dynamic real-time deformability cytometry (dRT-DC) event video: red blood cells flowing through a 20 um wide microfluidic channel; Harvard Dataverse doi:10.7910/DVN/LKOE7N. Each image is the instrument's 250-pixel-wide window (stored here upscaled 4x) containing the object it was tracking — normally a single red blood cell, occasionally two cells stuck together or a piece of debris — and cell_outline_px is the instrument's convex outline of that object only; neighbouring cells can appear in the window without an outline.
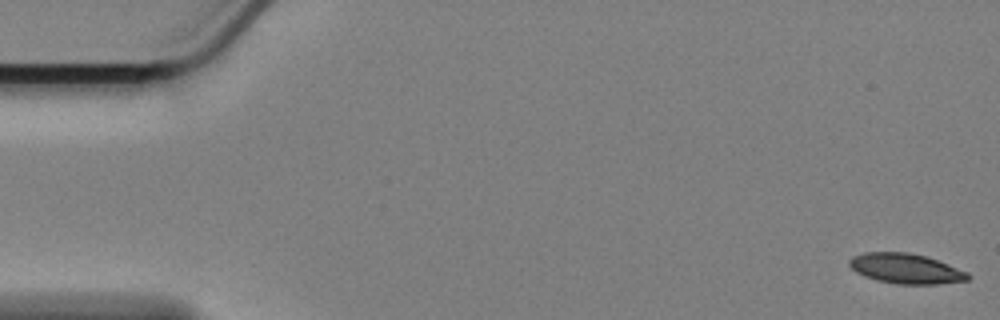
{"species": "Egyptian fruit bat (a non-hibernating species)", "species_latin": "Rousettus aegyptiacus", "temperature_condition": "cold", "stored_images_in_passage": 11, "camera_frame_rate_fps": 3000, "um_per_image_px": 0.085, "animal": {"sex": "female"}, "frame": {"image": 1, "passage_image": 1, "time_ms": 0.0, "image_size_px": [1000, 320], "cell_outline_px": [[972, 276], [968, 280], [940, 284], [896, 284], [876, 280], [864, 276], [856, 272], [848, 264], [848, 260], [852, 256], [864, 252], [908, 252], [924, 256], [936, 260], [968, 272]], "centroid_in_image_um": [76.97, 22.83], "position_along_channel_um": 8.0, "area_um2": 20.81}}